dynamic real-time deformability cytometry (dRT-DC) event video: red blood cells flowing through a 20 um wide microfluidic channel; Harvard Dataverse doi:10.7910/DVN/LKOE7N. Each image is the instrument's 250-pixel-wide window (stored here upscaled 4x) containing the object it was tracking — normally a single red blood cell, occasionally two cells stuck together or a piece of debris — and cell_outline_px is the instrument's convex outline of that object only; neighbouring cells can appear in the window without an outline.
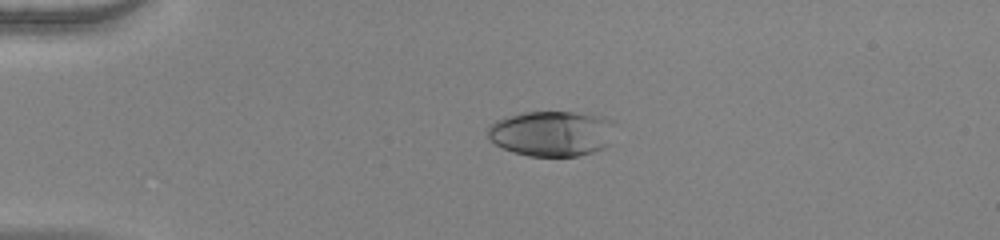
{"species": "human", "species_latin": "Homo sapiens", "temperature_condition": "warm", "stored_images_in_passage": 42, "camera_frame_rate_fps": 3000, "um_per_image_px": 0.085, "donor": {"sex": "female"}, "frame": {"image": 1, "passage_image": 2, "time_ms": 0.333, "image_size_px": [1000, 240], "cell_outline_px": [[612, 124], [608, 144], [604, 148], [580, 156], [528, 156], [512, 152], [488, 140], [488, 128], [496, 120], [508, 116], [524, 112], [572, 112], [604, 116], [612, 120]], "centroid_in_image_um": [46.87, 11.35], "position_along_channel_um": 38.1, "area_um2": 33.58}}
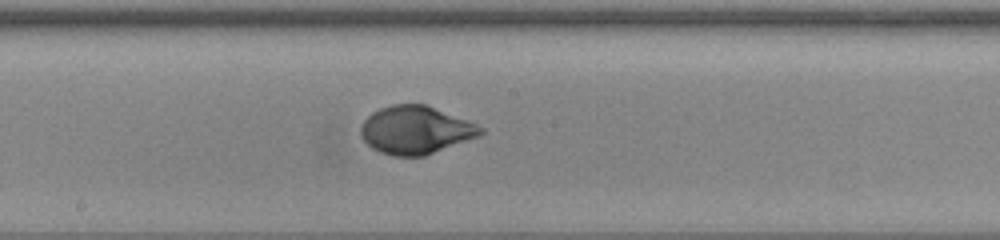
{"frame": {"image": 2, "passage_image": 19, "time_ms": 6.0, "image_size_px": [1000, 240], "cell_outline_px": [[484, 132], [480, 136], [424, 156], [392, 156], [380, 152], [372, 148], [364, 140], [360, 132], [360, 124], [372, 112], [380, 108], [392, 104], [424, 104], [476, 124], [484, 128]], "centroid_in_image_um": [35.3, 11.06], "position_along_channel_um": 212.9, "area_um2": 33.35}}
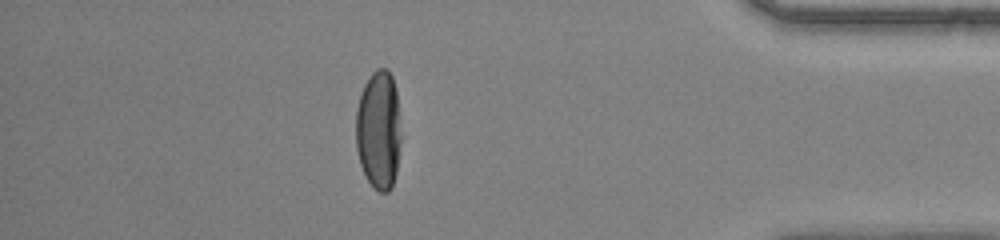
{"frame": {"image": 3, "passage_image": 36, "time_ms": 11.667, "image_size_px": [1000, 240], "cell_outline_px": [[400, 144], [396, 172], [392, 188], [388, 192], [380, 192], [368, 180], [360, 164], [356, 148], [356, 108], [364, 84], [372, 72], [376, 68], [388, 68], [392, 76], [396, 92], [400, 136]], "centroid_in_image_um": [32.17, 11.03], "position_along_channel_um": 403.0, "area_um2": 31.15}, "authors_computed_cell_mechanics": {"area_um2": 33.0905, "velocity_mm_per_s": 3.9385, "shape_relaxation_time_tau1_ms": 4.0344, "shape_relaxation_time_tau2_ms": null, "deformation_change_tau1": 0.2147, "deformation_change_tau2": null}}